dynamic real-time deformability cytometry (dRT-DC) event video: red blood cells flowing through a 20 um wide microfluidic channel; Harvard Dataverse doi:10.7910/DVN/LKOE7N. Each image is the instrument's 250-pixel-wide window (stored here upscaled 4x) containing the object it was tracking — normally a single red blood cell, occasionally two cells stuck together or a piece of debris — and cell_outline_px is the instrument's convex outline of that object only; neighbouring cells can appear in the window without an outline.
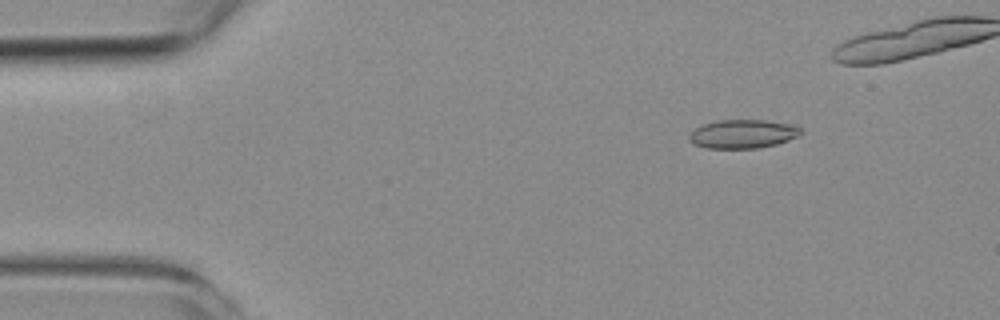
{"species": "common noctule bat (a hibernating species)", "species_latin": "Nyctalus noctula", "temperature_condition": "room temperature", "stored_images_in_passage": 8, "segment_of_instrument_passage": [1, 2], "camera_frame_rate_fps": 3000, "um_per_image_px": 0.085, "animal": {"sex": "female", "body_mass_g": 19.3, "forearm_length_mm": 54.1}, "frame": {"image": 1, "passage_image": 2, "time_ms": 1.333, "image_size_px": [1000, 320], "cell_outline_px": [[800, 132], [796, 136], [788, 140], [776, 144], [756, 148], [704, 148], [692, 144], [688, 136], [696, 128], [704, 124], [720, 120], [764, 120], [796, 124], [800, 128]], "centroid_in_image_um": [63.13, 11.38], "position_along_channel_um": 21.9, "area_um2": 18.55}}
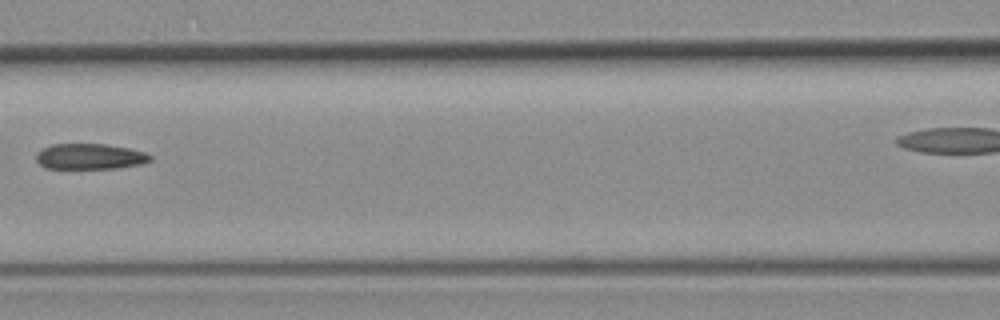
{"frame": {"image": 2, "passage_image": 6, "time_ms": 7.0, "image_size_px": [1000, 320], "cell_outline_px": [[152, 160], [140, 164], [116, 168], [44, 168], [36, 160], [36, 156], [44, 148], [52, 144], [104, 144], [128, 148], [144, 152], [152, 156]], "centroid_in_image_um": [7.65, 13.3], "position_along_channel_um": 158.9, "area_um2": 16.82}}
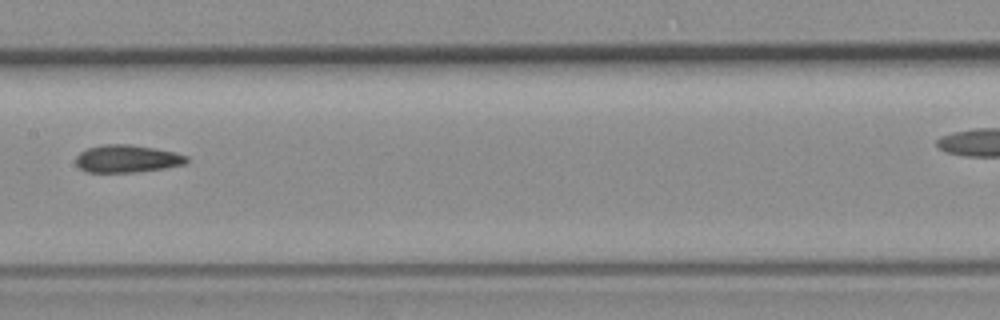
{"frame": {"image": 3, "passage_image": 7, "time_ms": 8.0, "image_size_px": [1000, 320], "cell_outline_px": [[188, 164], [164, 168], [136, 172], [88, 172], [80, 168], [76, 164], [76, 156], [80, 152], [88, 148], [104, 144], [128, 144], [176, 152], [188, 156]], "centroid_in_image_um": [10.83, 13.49], "position_along_channel_um": 196.6, "area_um2": 17.8}}